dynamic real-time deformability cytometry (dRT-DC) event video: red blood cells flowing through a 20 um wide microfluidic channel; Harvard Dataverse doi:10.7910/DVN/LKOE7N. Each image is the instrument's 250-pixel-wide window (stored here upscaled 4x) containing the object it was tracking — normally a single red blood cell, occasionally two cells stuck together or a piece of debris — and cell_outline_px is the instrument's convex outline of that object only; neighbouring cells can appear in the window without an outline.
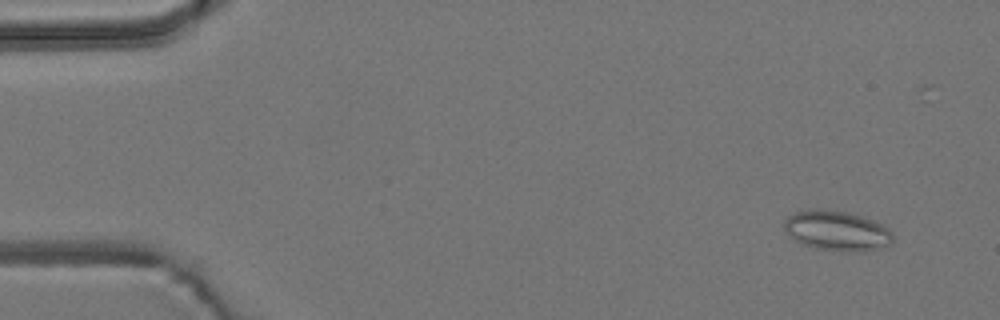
{"species": "common noctule bat (a hibernating species)", "species_latin": "Nyctalus noctula", "temperature_condition": "room temperature", "stored_images_in_passage": 56, "camera_frame_rate_fps": 3000, "um_per_image_px": 0.085, "animal": {"sex": "male", "body_mass_g": 19.2, "forearm_length_mm": 51.8}, "frame": {"image": 1, "passage_image": 4, "time_ms": 1.0, "image_size_px": [1000, 320], "cell_outline_px": [[892, 244], [864, 252], [840, 252], [812, 248], [800, 244], [788, 236], [784, 232], [784, 220], [788, 216], [796, 212], [808, 208], [816, 208], [848, 212], [872, 220], [888, 228], [892, 232]], "centroid_in_image_um": [71.08, 19.63], "position_along_channel_um": 13.9, "area_um2": 25.89}}
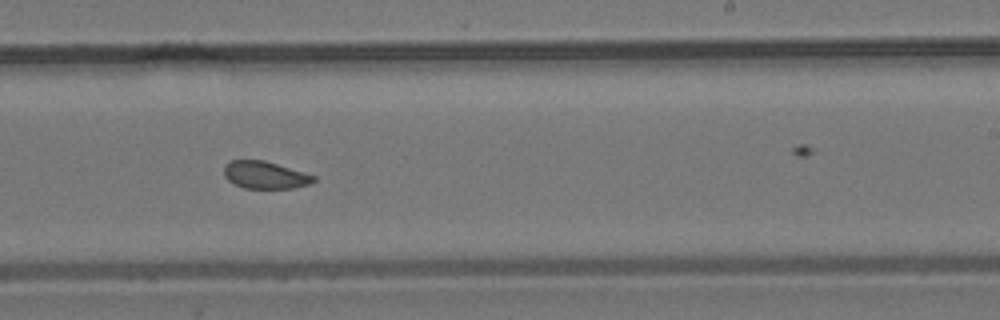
{"frame": {"image": 2, "passage_image": 34, "time_ms": 11.0, "image_size_px": [1000, 320], "cell_outline_px": [[316, 180], [312, 184], [292, 188], [244, 188], [228, 180], [224, 176], [224, 168], [232, 160], [264, 160], [316, 176]], "centroid_in_image_um": [22.56, 14.88], "position_along_channel_um": 266.4, "area_um2": 14.16}}
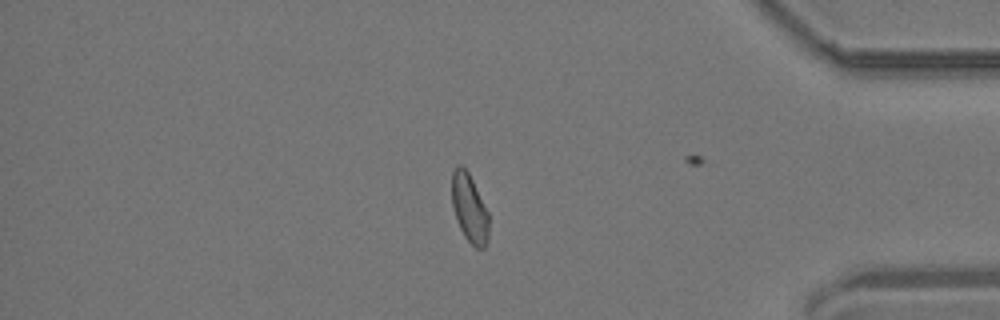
{"frame": {"image": 3, "passage_image": 47, "time_ms": 15.333, "image_size_px": [1000, 320], "cell_outline_px": [[488, 240], [484, 248], [476, 248], [464, 236], [456, 220], [452, 204], [452, 172], [456, 164], [460, 164], [468, 172], [488, 212]], "centroid_in_image_um": [39.89, 17.7], "position_along_channel_um": 395.3, "area_um2": 14.62}, "authors_computed_cell_mechanics": {"area_um2": 15.606, "velocity_mm_per_s": 3.7079, "shape_relaxation_time_tau1_ms": null, "shape_relaxation_time_tau2_ms": 1.7071, "deformation_change_tau1": null, "deformation_change_tau2": 0.0683}}